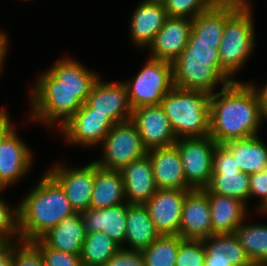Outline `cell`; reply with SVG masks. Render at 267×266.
Wrapping results in <instances>:
<instances>
[{
  "label": "cell",
  "instance_id": "cell-1",
  "mask_svg": "<svg viewBox=\"0 0 267 266\" xmlns=\"http://www.w3.org/2000/svg\"><path fill=\"white\" fill-rule=\"evenodd\" d=\"M225 23L226 0L216 1L192 20L188 44L172 62L174 87L213 94L216 84L230 83L221 73L218 51Z\"/></svg>",
  "mask_w": 267,
  "mask_h": 266
},
{
  "label": "cell",
  "instance_id": "cell-2",
  "mask_svg": "<svg viewBox=\"0 0 267 266\" xmlns=\"http://www.w3.org/2000/svg\"><path fill=\"white\" fill-rule=\"evenodd\" d=\"M263 118L253 84L233 81L211 94L209 135L217 144L257 136Z\"/></svg>",
  "mask_w": 267,
  "mask_h": 266
},
{
  "label": "cell",
  "instance_id": "cell-3",
  "mask_svg": "<svg viewBox=\"0 0 267 266\" xmlns=\"http://www.w3.org/2000/svg\"><path fill=\"white\" fill-rule=\"evenodd\" d=\"M21 240L40 239L63 219L76 214L64 189L47 172L18 205Z\"/></svg>",
  "mask_w": 267,
  "mask_h": 266
},
{
  "label": "cell",
  "instance_id": "cell-4",
  "mask_svg": "<svg viewBox=\"0 0 267 266\" xmlns=\"http://www.w3.org/2000/svg\"><path fill=\"white\" fill-rule=\"evenodd\" d=\"M251 6L247 0H226V23L219 46L221 73L230 81L255 45ZM231 77V78H230Z\"/></svg>",
  "mask_w": 267,
  "mask_h": 266
},
{
  "label": "cell",
  "instance_id": "cell-5",
  "mask_svg": "<svg viewBox=\"0 0 267 266\" xmlns=\"http://www.w3.org/2000/svg\"><path fill=\"white\" fill-rule=\"evenodd\" d=\"M211 94L173 87L160 103L176 138L205 137L210 134Z\"/></svg>",
  "mask_w": 267,
  "mask_h": 266
},
{
  "label": "cell",
  "instance_id": "cell-6",
  "mask_svg": "<svg viewBox=\"0 0 267 266\" xmlns=\"http://www.w3.org/2000/svg\"><path fill=\"white\" fill-rule=\"evenodd\" d=\"M125 85L132 109L158 105L174 87L172 63L149 58L133 81H125Z\"/></svg>",
  "mask_w": 267,
  "mask_h": 266
},
{
  "label": "cell",
  "instance_id": "cell-7",
  "mask_svg": "<svg viewBox=\"0 0 267 266\" xmlns=\"http://www.w3.org/2000/svg\"><path fill=\"white\" fill-rule=\"evenodd\" d=\"M101 144L103 145V158L95 162L109 170L119 171L148 152L131 119L115 123Z\"/></svg>",
  "mask_w": 267,
  "mask_h": 266
},
{
  "label": "cell",
  "instance_id": "cell-8",
  "mask_svg": "<svg viewBox=\"0 0 267 266\" xmlns=\"http://www.w3.org/2000/svg\"><path fill=\"white\" fill-rule=\"evenodd\" d=\"M91 90L33 89L31 92L32 118L47 125L56 121L59 126L87 102ZM58 120V121H57Z\"/></svg>",
  "mask_w": 267,
  "mask_h": 266
},
{
  "label": "cell",
  "instance_id": "cell-9",
  "mask_svg": "<svg viewBox=\"0 0 267 266\" xmlns=\"http://www.w3.org/2000/svg\"><path fill=\"white\" fill-rule=\"evenodd\" d=\"M215 140L210 136L178 138L174 143L179 151L185 179L191 189H205L212 178Z\"/></svg>",
  "mask_w": 267,
  "mask_h": 266
},
{
  "label": "cell",
  "instance_id": "cell-10",
  "mask_svg": "<svg viewBox=\"0 0 267 266\" xmlns=\"http://www.w3.org/2000/svg\"><path fill=\"white\" fill-rule=\"evenodd\" d=\"M114 124L108 115L94 112L86 102L60 126V129L66 140L71 143L95 146L102 143Z\"/></svg>",
  "mask_w": 267,
  "mask_h": 266
},
{
  "label": "cell",
  "instance_id": "cell-11",
  "mask_svg": "<svg viewBox=\"0 0 267 266\" xmlns=\"http://www.w3.org/2000/svg\"><path fill=\"white\" fill-rule=\"evenodd\" d=\"M131 120L137 127L148 151L174 145L178 140L160 104L140 106L133 109Z\"/></svg>",
  "mask_w": 267,
  "mask_h": 266
},
{
  "label": "cell",
  "instance_id": "cell-12",
  "mask_svg": "<svg viewBox=\"0 0 267 266\" xmlns=\"http://www.w3.org/2000/svg\"><path fill=\"white\" fill-rule=\"evenodd\" d=\"M189 191L158 189L145 204L160 235H179L183 204Z\"/></svg>",
  "mask_w": 267,
  "mask_h": 266
},
{
  "label": "cell",
  "instance_id": "cell-13",
  "mask_svg": "<svg viewBox=\"0 0 267 266\" xmlns=\"http://www.w3.org/2000/svg\"><path fill=\"white\" fill-rule=\"evenodd\" d=\"M48 173L61 185L76 213L90 208L94 186V162L82 168H67L56 164Z\"/></svg>",
  "mask_w": 267,
  "mask_h": 266
},
{
  "label": "cell",
  "instance_id": "cell-14",
  "mask_svg": "<svg viewBox=\"0 0 267 266\" xmlns=\"http://www.w3.org/2000/svg\"><path fill=\"white\" fill-rule=\"evenodd\" d=\"M68 58L57 60L54 66L43 72L34 89L91 90L98 75Z\"/></svg>",
  "mask_w": 267,
  "mask_h": 266
},
{
  "label": "cell",
  "instance_id": "cell-15",
  "mask_svg": "<svg viewBox=\"0 0 267 266\" xmlns=\"http://www.w3.org/2000/svg\"><path fill=\"white\" fill-rule=\"evenodd\" d=\"M87 103L94 112L108 115L114 123L130 120L132 116L133 109L124 82L107 83L98 77L92 86Z\"/></svg>",
  "mask_w": 267,
  "mask_h": 266
},
{
  "label": "cell",
  "instance_id": "cell-16",
  "mask_svg": "<svg viewBox=\"0 0 267 266\" xmlns=\"http://www.w3.org/2000/svg\"><path fill=\"white\" fill-rule=\"evenodd\" d=\"M213 235L208 195L202 189L190 190L184 200L179 236L202 240Z\"/></svg>",
  "mask_w": 267,
  "mask_h": 266
},
{
  "label": "cell",
  "instance_id": "cell-17",
  "mask_svg": "<svg viewBox=\"0 0 267 266\" xmlns=\"http://www.w3.org/2000/svg\"><path fill=\"white\" fill-rule=\"evenodd\" d=\"M192 30V19L167 17L149 45L150 58L172 63L186 48Z\"/></svg>",
  "mask_w": 267,
  "mask_h": 266
},
{
  "label": "cell",
  "instance_id": "cell-18",
  "mask_svg": "<svg viewBox=\"0 0 267 266\" xmlns=\"http://www.w3.org/2000/svg\"><path fill=\"white\" fill-rule=\"evenodd\" d=\"M147 154L158 189L192 190L187 185L181 157L175 145L154 148Z\"/></svg>",
  "mask_w": 267,
  "mask_h": 266
},
{
  "label": "cell",
  "instance_id": "cell-19",
  "mask_svg": "<svg viewBox=\"0 0 267 266\" xmlns=\"http://www.w3.org/2000/svg\"><path fill=\"white\" fill-rule=\"evenodd\" d=\"M32 156L13 129L0 144V191L28 172Z\"/></svg>",
  "mask_w": 267,
  "mask_h": 266
},
{
  "label": "cell",
  "instance_id": "cell-20",
  "mask_svg": "<svg viewBox=\"0 0 267 266\" xmlns=\"http://www.w3.org/2000/svg\"><path fill=\"white\" fill-rule=\"evenodd\" d=\"M119 172L123 178L125 198L129 204L145 205L158 190L148 154L133 160Z\"/></svg>",
  "mask_w": 267,
  "mask_h": 266
},
{
  "label": "cell",
  "instance_id": "cell-21",
  "mask_svg": "<svg viewBox=\"0 0 267 266\" xmlns=\"http://www.w3.org/2000/svg\"><path fill=\"white\" fill-rule=\"evenodd\" d=\"M128 202L105 209L89 208L81 212L86 232H103L122 247L126 236Z\"/></svg>",
  "mask_w": 267,
  "mask_h": 266
},
{
  "label": "cell",
  "instance_id": "cell-22",
  "mask_svg": "<svg viewBox=\"0 0 267 266\" xmlns=\"http://www.w3.org/2000/svg\"><path fill=\"white\" fill-rule=\"evenodd\" d=\"M136 7L130 21V34L138 46H149L168 15L163 3L144 0Z\"/></svg>",
  "mask_w": 267,
  "mask_h": 266
},
{
  "label": "cell",
  "instance_id": "cell-23",
  "mask_svg": "<svg viewBox=\"0 0 267 266\" xmlns=\"http://www.w3.org/2000/svg\"><path fill=\"white\" fill-rule=\"evenodd\" d=\"M202 190L208 195L213 234L235 233L244 221L246 203L234 197L211 193L207 188Z\"/></svg>",
  "mask_w": 267,
  "mask_h": 266
},
{
  "label": "cell",
  "instance_id": "cell-24",
  "mask_svg": "<svg viewBox=\"0 0 267 266\" xmlns=\"http://www.w3.org/2000/svg\"><path fill=\"white\" fill-rule=\"evenodd\" d=\"M86 237L81 213L63 219L40 240L48 247L66 253L80 254Z\"/></svg>",
  "mask_w": 267,
  "mask_h": 266
},
{
  "label": "cell",
  "instance_id": "cell-25",
  "mask_svg": "<svg viewBox=\"0 0 267 266\" xmlns=\"http://www.w3.org/2000/svg\"><path fill=\"white\" fill-rule=\"evenodd\" d=\"M125 187L119 171L102 168L94 161V186L90 208L105 209L124 202Z\"/></svg>",
  "mask_w": 267,
  "mask_h": 266
},
{
  "label": "cell",
  "instance_id": "cell-26",
  "mask_svg": "<svg viewBox=\"0 0 267 266\" xmlns=\"http://www.w3.org/2000/svg\"><path fill=\"white\" fill-rule=\"evenodd\" d=\"M159 236L147 207L128 203L125 242L129 243L131 250L142 251Z\"/></svg>",
  "mask_w": 267,
  "mask_h": 266
},
{
  "label": "cell",
  "instance_id": "cell-27",
  "mask_svg": "<svg viewBox=\"0 0 267 266\" xmlns=\"http://www.w3.org/2000/svg\"><path fill=\"white\" fill-rule=\"evenodd\" d=\"M224 145L232 152L240 171L251 175L267 169V146L258 136L234 139Z\"/></svg>",
  "mask_w": 267,
  "mask_h": 266
},
{
  "label": "cell",
  "instance_id": "cell-28",
  "mask_svg": "<svg viewBox=\"0 0 267 266\" xmlns=\"http://www.w3.org/2000/svg\"><path fill=\"white\" fill-rule=\"evenodd\" d=\"M250 175L240 170H212V178L207 187L211 193L234 197L242 202L249 198Z\"/></svg>",
  "mask_w": 267,
  "mask_h": 266
},
{
  "label": "cell",
  "instance_id": "cell-29",
  "mask_svg": "<svg viewBox=\"0 0 267 266\" xmlns=\"http://www.w3.org/2000/svg\"><path fill=\"white\" fill-rule=\"evenodd\" d=\"M243 223L235 230L241 246L255 266H267V225Z\"/></svg>",
  "mask_w": 267,
  "mask_h": 266
},
{
  "label": "cell",
  "instance_id": "cell-30",
  "mask_svg": "<svg viewBox=\"0 0 267 266\" xmlns=\"http://www.w3.org/2000/svg\"><path fill=\"white\" fill-rule=\"evenodd\" d=\"M121 248L113 239L103 232H86L80 253L84 266H104V264Z\"/></svg>",
  "mask_w": 267,
  "mask_h": 266
},
{
  "label": "cell",
  "instance_id": "cell-31",
  "mask_svg": "<svg viewBox=\"0 0 267 266\" xmlns=\"http://www.w3.org/2000/svg\"><path fill=\"white\" fill-rule=\"evenodd\" d=\"M182 240L179 235H160L148 248L141 251L145 266H175Z\"/></svg>",
  "mask_w": 267,
  "mask_h": 266
},
{
  "label": "cell",
  "instance_id": "cell-32",
  "mask_svg": "<svg viewBox=\"0 0 267 266\" xmlns=\"http://www.w3.org/2000/svg\"><path fill=\"white\" fill-rule=\"evenodd\" d=\"M218 0H165L164 8L169 17L194 19L198 14L207 11Z\"/></svg>",
  "mask_w": 267,
  "mask_h": 266
},
{
  "label": "cell",
  "instance_id": "cell-33",
  "mask_svg": "<svg viewBox=\"0 0 267 266\" xmlns=\"http://www.w3.org/2000/svg\"><path fill=\"white\" fill-rule=\"evenodd\" d=\"M206 251L202 240L183 239L179 243V250L175 266H204Z\"/></svg>",
  "mask_w": 267,
  "mask_h": 266
},
{
  "label": "cell",
  "instance_id": "cell-34",
  "mask_svg": "<svg viewBox=\"0 0 267 266\" xmlns=\"http://www.w3.org/2000/svg\"><path fill=\"white\" fill-rule=\"evenodd\" d=\"M218 246L219 251L230 260L231 266H255L235 233L218 234Z\"/></svg>",
  "mask_w": 267,
  "mask_h": 266
},
{
  "label": "cell",
  "instance_id": "cell-35",
  "mask_svg": "<svg viewBox=\"0 0 267 266\" xmlns=\"http://www.w3.org/2000/svg\"><path fill=\"white\" fill-rule=\"evenodd\" d=\"M14 237L18 239L17 241L21 240L19 208L11 210L0 198V240H11Z\"/></svg>",
  "mask_w": 267,
  "mask_h": 266
},
{
  "label": "cell",
  "instance_id": "cell-36",
  "mask_svg": "<svg viewBox=\"0 0 267 266\" xmlns=\"http://www.w3.org/2000/svg\"><path fill=\"white\" fill-rule=\"evenodd\" d=\"M12 266H45V264L40 249L32 241L19 240L17 247L15 245Z\"/></svg>",
  "mask_w": 267,
  "mask_h": 266
},
{
  "label": "cell",
  "instance_id": "cell-37",
  "mask_svg": "<svg viewBox=\"0 0 267 266\" xmlns=\"http://www.w3.org/2000/svg\"><path fill=\"white\" fill-rule=\"evenodd\" d=\"M32 242L40 249L45 266H82L80 254L48 248L40 239Z\"/></svg>",
  "mask_w": 267,
  "mask_h": 266
},
{
  "label": "cell",
  "instance_id": "cell-38",
  "mask_svg": "<svg viewBox=\"0 0 267 266\" xmlns=\"http://www.w3.org/2000/svg\"><path fill=\"white\" fill-rule=\"evenodd\" d=\"M206 251V261L204 266H231L230 260L219 251L218 234H213L202 239Z\"/></svg>",
  "mask_w": 267,
  "mask_h": 266
},
{
  "label": "cell",
  "instance_id": "cell-39",
  "mask_svg": "<svg viewBox=\"0 0 267 266\" xmlns=\"http://www.w3.org/2000/svg\"><path fill=\"white\" fill-rule=\"evenodd\" d=\"M104 266H145V263L141 251L125 249L122 246Z\"/></svg>",
  "mask_w": 267,
  "mask_h": 266
},
{
  "label": "cell",
  "instance_id": "cell-40",
  "mask_svg": "<svg viewBox=\"0 0 267 266\" xmlns=\"http://www.w3.org/2000/svg\"><path fill=\"white\" fill-rule=\"evenodd\" d=\"M212 170H240L232 152L224 144H216Z\"/></svg>",
  "mask_w": 267,
  "mask_h": 266
},
{
  "label": "cell",
  "instance_id": "cell-41",
  "mask_svg": "<svg viewBox=\"0 0 267 266\" xmlns=\"http://www.w3.org/2000/svg\"><path fill=\"white\" fill-rule=\"evenodd\" d=\"M258 195L262 197L260 211L267 206V169L251 174L249 181V198Z\"/></svg>",
  "mask_w": 267,
  "mask_h": 266
},
{
  "label": "cell",
  "instance_id": "cell-42",
  "mask_svg": "<svg viewBox=\"0 0 267 266\" xmlns=\"http://www.w3.org/2000/svg\"><path fill=\"white\" fill-rule=\"evenodd\" d=\"M12 240H0V266H12L15 244Z\"/></svg>",
  "mask_w": 267,
  "mask_h": 266
},
{
  "label": "cell",
  "instance_id": "cell-43",
  "mask_svg": "<svg viewBox=\"0 0 267 266\" xmlns=\"http://www.w3.org/2000/svg\"><path fill=\"white\" fill-rule=\"evenodd\" d=\"M8 118L5 108L0 110V144L4 138L14 129Z\"/></svg>",
  "mask_w": 267,
  "mask_h": 266
},
{
  "label": "cell",
  "instance_id": "cell-44",
  "mask_svg": "<svg viewBox=\"0 0 267 266\" xmlns=\"http://www.w3.org/2000/svg\"><path fill=\"white\" fill-rule=\"evenodd\" d=\"M257 95L259 97L260 106L262 108V111L267 119V85L264 86V88L260 91L257 90V87L255 88Z\"/></svg>",
  "mask_w": 267,
  "mask_h": 266
},
{
  "label": "cell",
  "instance_id": "cell-45",
  "mask_svg": "<svg viewBox=\"0 0 267 266\" xmlns=\"http://www.w3.org/2000/svg\"><path fill=\"white\" fill-rule=\"evenodd\" d=\"M8 38L6 37V35L2 32H0V72L2 71V64H3V59L6 55V50H7V42Z\"/></svg>",
  "mask_w": 267,
  "mask_h": 266
},
{
  "label": "cell",
  "instance_id": "cell-46",
  "mask_svg": "<svg viewBox=\"0 0 267 266\" xmlns=\"http://www.w3.org/2000/svg\"><path fill=\"white\" fill-rule=\"evenodd\" d=\"M149 1H152V2H159V3H164L165 0H149Z\"/></svg>",
  "mask_w": 267,
  "mask_h": 266
},
{
  "label": "cell",
  "instance_id": "cell-47",
  "mask_svg": "<svg viewBox=\"0 0 267 266\" xmlns=\"http://www.w3.org/2000/svg\"><path fill=\"white\" fill-rule=\"evenodd\" d=\"M264 213L267 212V206L262 210Z\"/></svg>",
  "mask_w": 267,
  "mask_h": 266
}]
</instances>
